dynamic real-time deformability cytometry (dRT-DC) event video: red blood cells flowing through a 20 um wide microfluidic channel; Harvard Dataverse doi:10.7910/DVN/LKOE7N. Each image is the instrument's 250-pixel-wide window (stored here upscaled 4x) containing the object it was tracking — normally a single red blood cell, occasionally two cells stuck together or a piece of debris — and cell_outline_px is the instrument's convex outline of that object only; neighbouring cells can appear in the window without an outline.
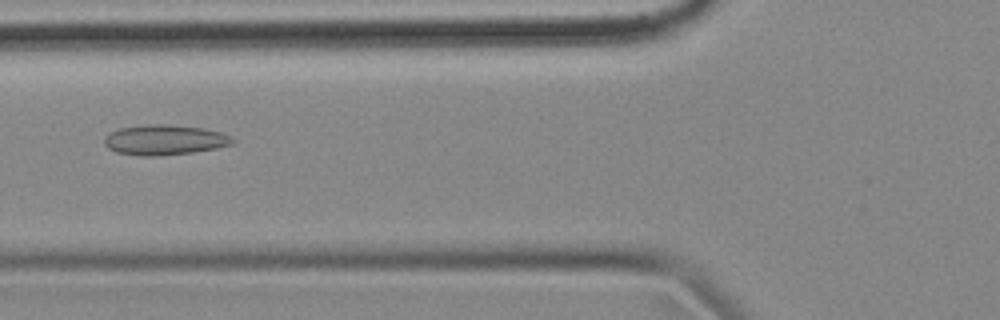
{"species": "common noctule bat (a hibernating species)", "species_latin": "Nyctalus noctula", "temperature_condition": "cold", "stored_images_in_passage": 41, "camera_frame_rate_fps": 3000, "um_per_image_px": 0.085, "animal": {"sex": "female", "body_mass_g": 18.4}, "frame": {"image": 1, "passage_image": 6, "time_ms": 1.667, "image_size_px": [1000, 320], "cell_outline_px": [[236, 140], [232, 144], [216, 148], [192, 152], [160, 156], [140, 156], [116, 152], [108, 148], [104, 144], [104, 136], [108, 132], [120, 128], [148, 124], [168, 124], [204, 128], [220, 132], [232, 136]], "centroid_in_image_um": [13.97, 11.89], "position_along_channel_um": 111.8, "area_um2": 22.77}}
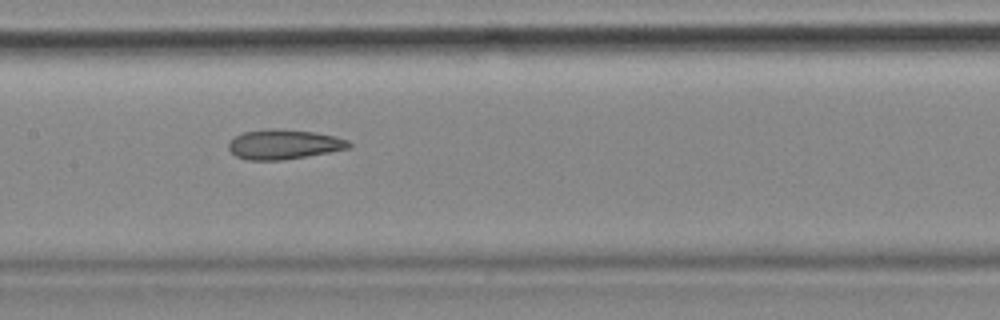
{"frame": {"image": 2, "passage_image": 12, "time_ms": 3.667, "image_size_px": [1000, 320], "cell_outline_px": [[352, 148], [284, 160], [248, 160], [236, 156], [228, 148], [228, 144], [236, 136], [244, 132], [264, 128], [276, 128], [312, 132], [336, 136], [348, 140], [352, 144]], "centroid_in_image_um": [24.15, 12.27], "position_along_channel_um": 183.2, "area_um2": 20.92}}
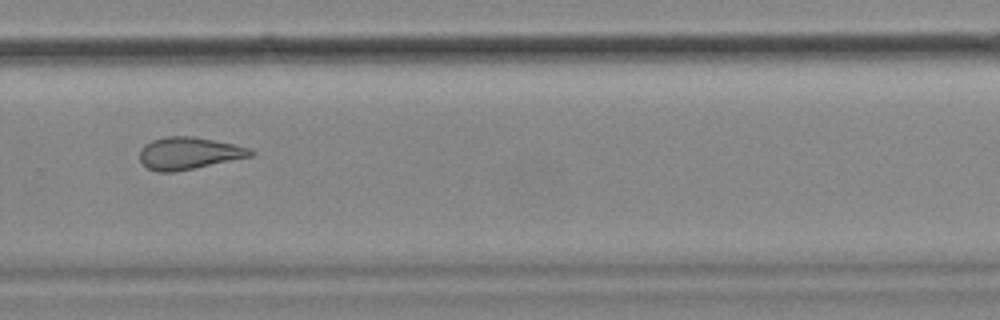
{"frame": {"image": 3, "passage_image": 23, "time_ms": 7.333, "image_size_px": [1000, 320], "cell_outline_px": [[256, 152], [252, 156], [172, 172], [160, 172], [148, 168], [140, 160], [140, 148], [144, 144], [152, 140], [164, 136], [192, 136], [232, 144], [248, 148]], "centroid_in_image_um": [16.01, 13.01], "position_along_channel_um": 313.8, "area_um2": 20.46}, "authors_computed_cell_mechanics": {"area_um2": 20.9814, "velocity_mm_per_s": 3.5678, "shape_relaxation_time_tau1_ms": null, "shape_relaxation_time_tau2_ms": 4.0849, "deformation_change_tau1": null, "deformation_change_tau2": 0.1302}}